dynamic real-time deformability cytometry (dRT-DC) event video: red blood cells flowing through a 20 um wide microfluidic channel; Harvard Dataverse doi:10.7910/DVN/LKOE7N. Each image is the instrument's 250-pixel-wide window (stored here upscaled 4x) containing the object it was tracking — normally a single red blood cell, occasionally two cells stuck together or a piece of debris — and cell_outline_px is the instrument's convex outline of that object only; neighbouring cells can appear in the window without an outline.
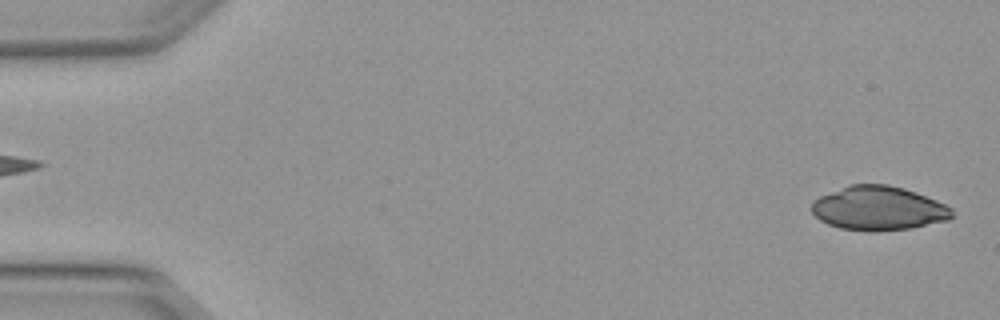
{"species": "Egyptian fruit bat (a non-hibernating species)", "species_latin": "Rousettus aegyptiacus", "temperature_condition": "warm", "stored_images_in_passage": 3, "camera_frame_rate_fps": 3000, "um_per_image_px": 0.085, "animal": {"sex": "female"}, "frame": {"image": 1, "passage_image": 3, "time_ms": 0.667, "image_size_px": [1000, 320], "cell_outline_px": [[952, 216], [948, 220], [912, 228], [876, 232], [868, 232], [840, 228], [828, 224], [820, 220], [812, 212], [812, 200], [820, 196], [848, 184], [888, 184], [904, 188], [916, 192], [936, 200], [952, 208]], "centroid_in_image_um": [74.66, 17.71], "position_along_channel_um": 10.3, "area_um2": 36.3}}